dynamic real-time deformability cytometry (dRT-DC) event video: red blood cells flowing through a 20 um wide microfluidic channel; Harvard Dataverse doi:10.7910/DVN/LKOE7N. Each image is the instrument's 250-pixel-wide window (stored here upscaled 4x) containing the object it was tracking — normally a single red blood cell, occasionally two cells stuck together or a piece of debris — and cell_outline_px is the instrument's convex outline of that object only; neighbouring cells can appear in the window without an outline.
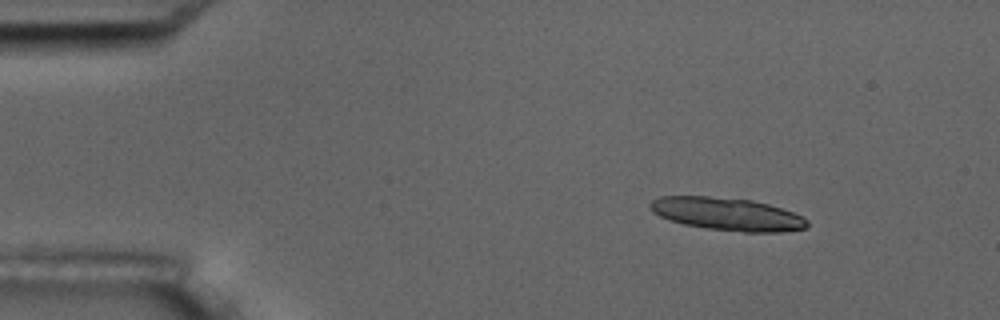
{"species": "common noctule bat (a hibernating species)", "species_latin": "Nyctalus noctula", "temperature_condition": "room temperature", "stored_images_in_passage": 4, "camera_frame_rate_fps": 3000, "um_per_image_px": 0.085, "animal": {"sex": "male", "body_mass_g": 17.5, "forearm_length_mm": 52.3}, "frame": {"image": 1, "passage_image": 1, "time_ms": 0.0, "image_size_px": [1000, 320], "cell_outline_px": [[808, 224], [804, 228], [780, 232], [744, 232], [708, 228], [684, 224], [668, 220], [652, 212], [648, 204], [652, 200], [660, 196], [708, 196], [752, 200], [768, 204], [792, 212], [808, 220]], "centroid_in_image_um": [61.76, 18.19], "position_along_channel_um": 23.2, "area_um2": 29.82}}